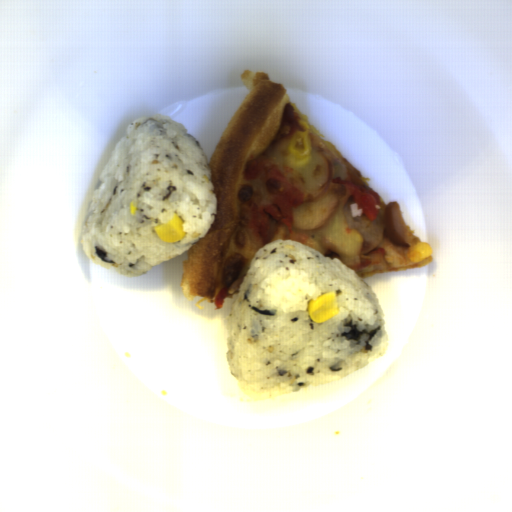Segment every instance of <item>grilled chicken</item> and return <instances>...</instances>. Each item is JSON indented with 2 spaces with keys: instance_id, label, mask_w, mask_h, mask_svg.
<instances>
[{
  "instance_id": "277b20a1",
  "label": "grilled chicken",
  "mask_w": 512,
  "mask_h": 512,
  "mask_svg": "<svg viewBox=\"0 0 512 512\" xmlns=\"http://www.w3.org/2000/svg\"><path fill=\"white\" fill-rule=\"evenodd\" d=\"M245 180L263 183L267 192L263 200H248L241 214L264 246L273 241L278 231L294 229V209L302 203V193L289 183L273 160H250L243 175Z\"/></svg>"
}]
</instances>
